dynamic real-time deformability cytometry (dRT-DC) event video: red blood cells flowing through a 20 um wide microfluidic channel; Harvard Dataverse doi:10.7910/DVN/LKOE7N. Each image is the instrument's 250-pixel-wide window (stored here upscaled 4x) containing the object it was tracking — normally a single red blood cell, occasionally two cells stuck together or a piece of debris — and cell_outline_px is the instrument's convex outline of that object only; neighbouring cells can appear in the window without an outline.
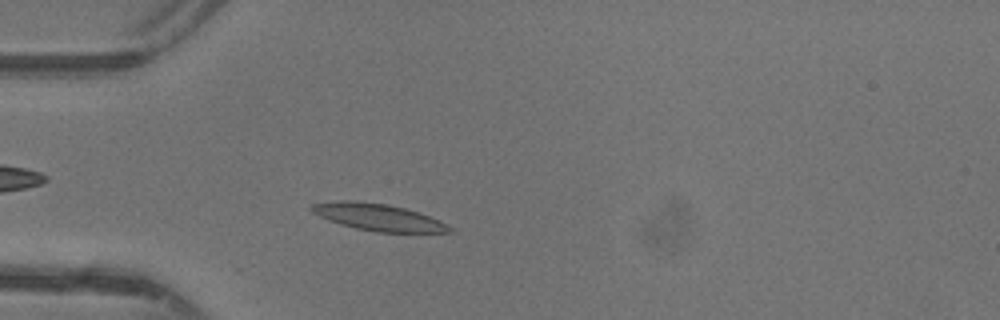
{"species": "common noctule bat (a hibernating species)", "species_latin": "Nyctalus noctula", "temperature_condition": "warm", "stored_images_in_passage": 41, "camera_frame_rate_fps": 3000, "um_per_image_px": 0.085, "animal": {"sex": "female"}, "frame": {"image": 1, "passage_image": 8, "time_ms": 2.333, "image_size_px": [1000, 320], "cell_outline_px": [[456, 232], [376, 232], [356, 228], [340, 224], [328, 220], [312, 212], [308, 208], [312, 204], [340, 200], [356, 200], [384, 204], [404, 208], [420, 212], [448, 224]], "centroid_in_image_um": [32.15, 18.46], "position_along_channel_um": 52.9, "area_um2": 21.62}}
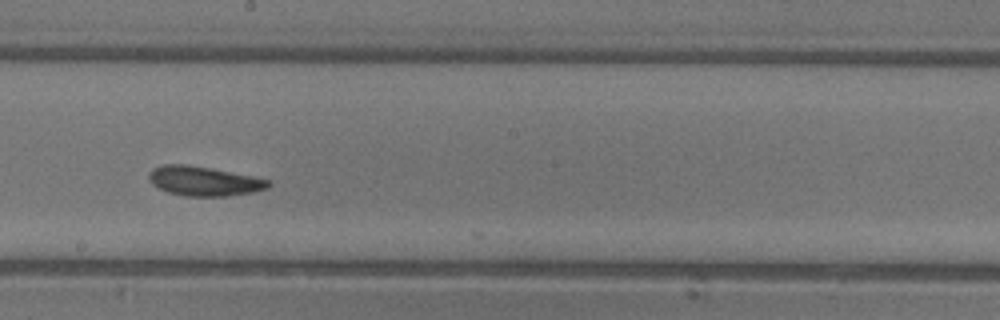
{"frame": {"image": 2, "passage_image": 21, "time_ms": 6.667, "image_size_px": [1000, 320], "cell_outline_px": [[272, 184], [268, 188], [252, 192], [228, 196], [184, 196], [168, 192], [152, 184], [148, 176], [148, 172], [152, 168], [164, 164], [184, 164], [208, 168], [252, 176], [272, 180]], "centroid_in_image_um": [17.34, 15.39], "position_along_channel_um": 230.9, "area_um2": 20.46}}
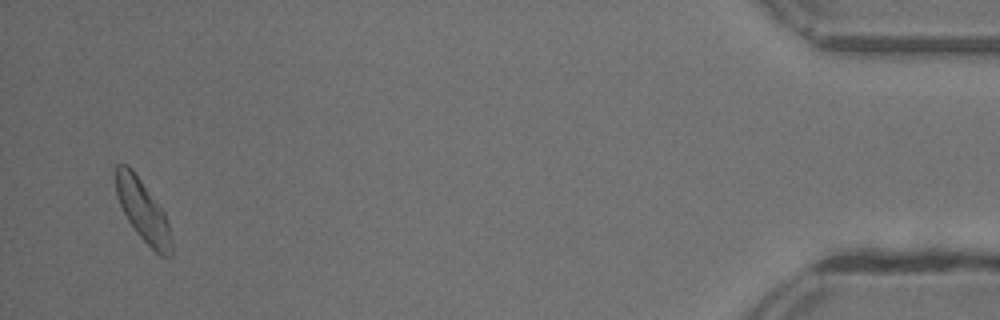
{"frame": {"image": 3, "passage_image": 40, "time_ms": 13.0, "image_size_px": [1000, 320], "cell_outline_px": [[172, 256], [160, 256], [136, 232], [128, 220], [116, 196], [116, 164], [128, 164], [132, 168], [164, 212], [168, 224], [172, 244]], "centroid_in_image_um": [12.14, 17.9], "position_along_channel_um": 423.1, "area_um2": 19.59}, "authors_computed_cell_mechanics": {"area_um2": 19.9988, "velocity_mm_per_s": 4.3619, "shape_relaxation_time_tau1_ms": 4.8717, "shape_relaxation_time_tau2_ms": null, "deformation_change_tau1": 0.1415, "deformation_change_tau2": null}}